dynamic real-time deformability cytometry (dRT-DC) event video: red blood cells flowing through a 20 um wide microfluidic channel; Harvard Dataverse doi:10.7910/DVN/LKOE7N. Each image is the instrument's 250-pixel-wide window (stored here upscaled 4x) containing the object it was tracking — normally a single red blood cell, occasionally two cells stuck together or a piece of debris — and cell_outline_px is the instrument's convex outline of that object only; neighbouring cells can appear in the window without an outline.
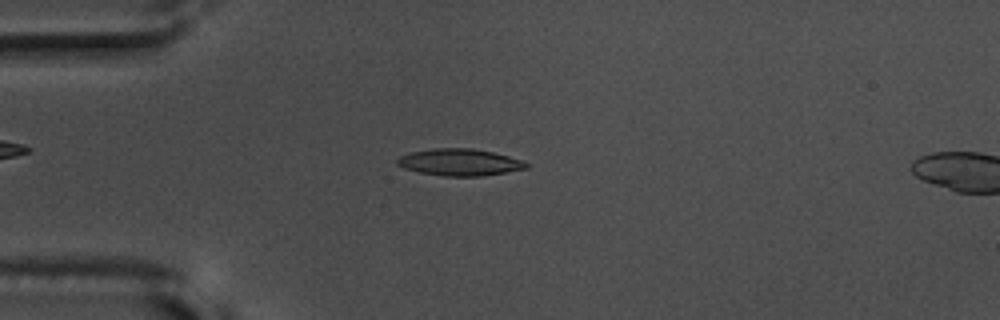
{"species": "common noctule bat (a hibernating species)", "species_latin": "Nyctalus noctula", "temperature_condition": "warm", "stored_images_in_passage": 9, "camera_frame_rate_fps": 3000, "um_per_image_px": 0.085, "animal": {"sex": "male", "body_mass_g": 17.5, "forearm_length_mm": 52.3}, "frame": {"image": 1, "passage_image": 6, "time_ms": 1.667, "image_size_px": [1000, 320], "cell_outline_px": [[528, 168], [480, 176], [444, 176], [420, 172], [404, 168], [396, 164], [396, 160], [400, 156], [412, 152], [432, 148], [472, 148], [492, 152], [508, 156], [520, 160], [528, 164]], "centroid_in_image_um": [39.03, 13.79], "position_along_channel_um": 46.0, "area_um2": 19.94}}